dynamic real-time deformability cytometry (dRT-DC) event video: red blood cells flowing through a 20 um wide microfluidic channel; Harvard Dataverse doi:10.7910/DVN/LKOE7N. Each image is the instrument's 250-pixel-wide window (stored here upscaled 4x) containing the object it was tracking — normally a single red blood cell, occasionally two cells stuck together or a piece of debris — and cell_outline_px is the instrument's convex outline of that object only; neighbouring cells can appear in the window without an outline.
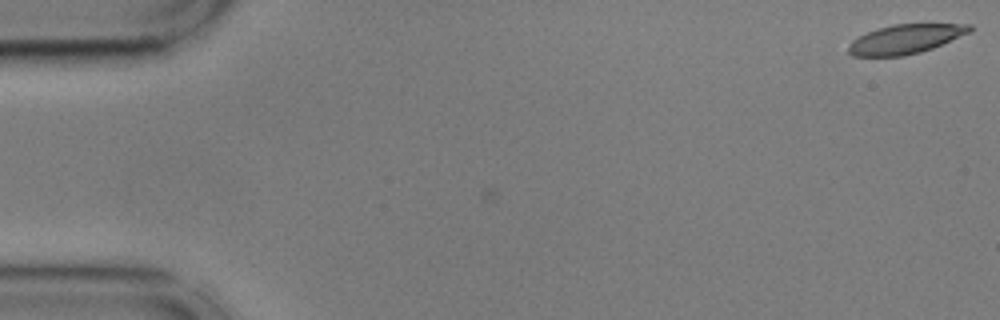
{"species": "common noctule bat (a hibernating species)", "species_latin": "Nyctalus noctula", "temperature_condition": "cold", "stored_images_in_passage": 3, "camera_frame_rate_fps": 3000, "um_per_image_px": 0.085, "animal": {"sex": "male", "body_mass_g": 17.9, "forearm_length_mm": 54.2}, "frame": {"image": 1, "passage_image": 1, "time_ms": 0.0, "image_size_px": [1000, 320], "cell_outline_px": [[972, 32], [932, 48], [920, 52], [904, 56], [852, 56], [848, 52], [848, 48], [852, 40], [868, 32], [892, 24], [972, 24]], "centroid_in_image_um": [76.99, 3.32], "position_along_channel_um": 8.0, "area_um2": 20.58}}